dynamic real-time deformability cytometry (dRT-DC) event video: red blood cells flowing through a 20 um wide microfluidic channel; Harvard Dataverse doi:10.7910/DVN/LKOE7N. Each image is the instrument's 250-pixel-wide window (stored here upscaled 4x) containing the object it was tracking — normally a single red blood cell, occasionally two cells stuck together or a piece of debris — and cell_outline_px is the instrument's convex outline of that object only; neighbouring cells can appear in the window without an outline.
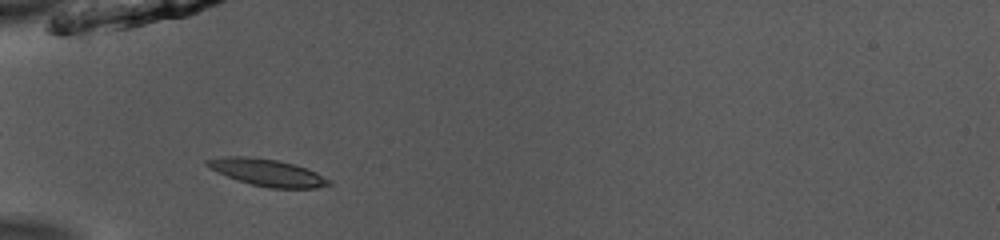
{"species": "common noctule bat (a hibernating species)", "species_latin": "Nyctalus noctula", "temperature_condition": "room temperature", "stored_images_in_passage": 38, "camera_frame_rate_fps": 3000, "um_per_image_px": 0.085, "animal": {"sex": "male", "body_mass_g": 13.0, "forearm_length_mm": 53.1}, "frame": {"image": 1, "passage_image": 4, "time_ms": 1.0, "image_size_px": [1000, 240], "cell_outline_px": [[332, 184], [316, 188], [268, 188], [252, 184], [228, 176], [204, 164], [204, 160], [224, 156], [252, 156], [276, 160], [308, 168], [332, 180]], "centroid_in_image_um": [22.77, 14.66], "position_along_channel_um": 62.2, "area_um2": 19.02}}
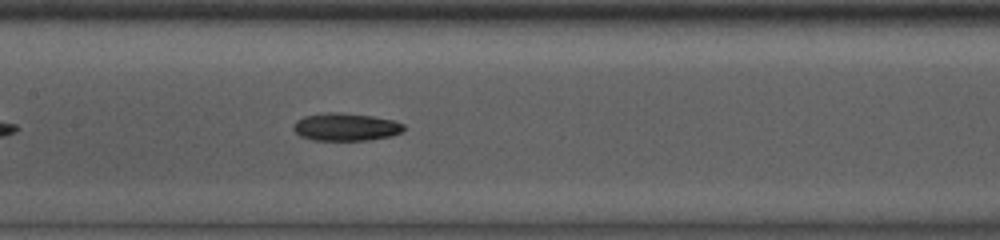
{"frame": {"image": 2, "passage_image": 13, "time_ms": 4.0, "image_size_px": [1000, 240], "cell_outline_px": [[404, 128], [400, 132], [392, 136], [368, 140], [312, 140], [300, 136], [292, 128], [292, 124], [296, 120], [304, 116], [328, 112], [340, 112], [372, 116], [392, 120], [404, 124]], "centroid_in_image_um": [29.35, 10.79], "position_along_channel_um": 178.0, "area_um2": 17.86}}
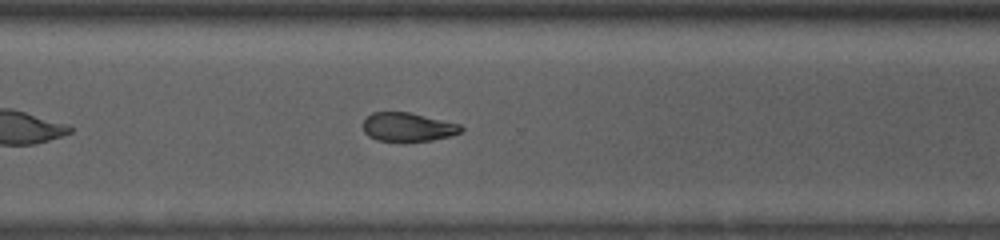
{"frame": {"image": 3, "passage_image": 25, "time_ms": 8.0, "image_size_px": [1000, 240], "cell_outline_px": [[464, 128], [460, 132], [452, 136], [432, 140], [376, 140], [368, 136], [364, 132], [364, 120], [372, 112], [408, 112], [460, 124]], "centroid_in_image_um": [34.68, 10.79], "position_along_channel_um": 335.9, "area_um2": 16.13}, "authors_computed_cell_mechanics": {"area_um2": 17.6868, "velocity_mm_per_s": 3.9665, "shape_relaxation_time_tau1_ms": 3.8848, "shape_relaxation_time_tau2_ms": 6.8944, "deformation_change_tau1": 0.1431, "deformation_change_tau2": 0.1367}}